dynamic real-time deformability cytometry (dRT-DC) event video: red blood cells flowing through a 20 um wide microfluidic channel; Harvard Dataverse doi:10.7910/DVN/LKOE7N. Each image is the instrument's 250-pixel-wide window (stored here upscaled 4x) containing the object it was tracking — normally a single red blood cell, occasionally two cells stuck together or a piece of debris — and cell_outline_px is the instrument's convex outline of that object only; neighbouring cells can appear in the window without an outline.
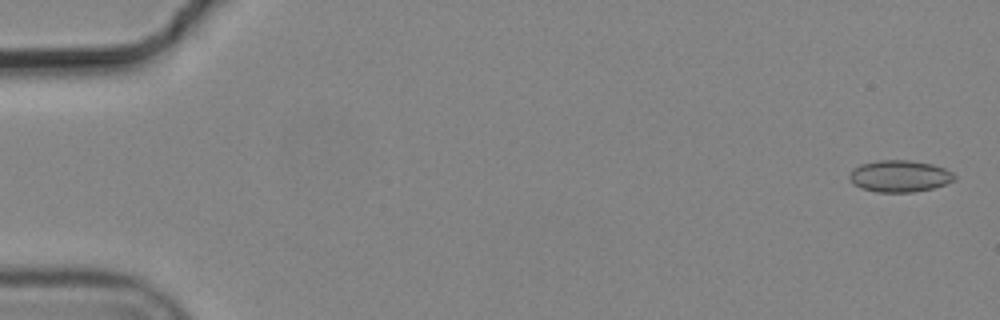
{"species": "common noctule bat (a hibernating species)", "species_latin": "Nyctalus noctula", "temperature_condition": "cold", "stored_images_in_passage": 2, "camera_frame_rate_fps": 3000, "um_per_image_px": 0.085, "animal": {"sex": "male", "body_mass_g": 19.2, "forearm_length_mm": 51.8}, "frame": {"image": 1, "passage_image": 1, "time_ms": 0.0, "image_size_px": [1000, 320], "cell_outline_px": [[956, 180], [932, 188], [912, 192], [876, 192], [860, 188], [852, 184], [848, 176], [852, 168], [860, 164], [880, 160], [908, 160], [932, 164], [944, 168], [952, 172], [956, 176]], "centroid_in_image_um": [76.43, 14.97], "position_along_channel_um": 8.6, "area_um2": 19.54}}